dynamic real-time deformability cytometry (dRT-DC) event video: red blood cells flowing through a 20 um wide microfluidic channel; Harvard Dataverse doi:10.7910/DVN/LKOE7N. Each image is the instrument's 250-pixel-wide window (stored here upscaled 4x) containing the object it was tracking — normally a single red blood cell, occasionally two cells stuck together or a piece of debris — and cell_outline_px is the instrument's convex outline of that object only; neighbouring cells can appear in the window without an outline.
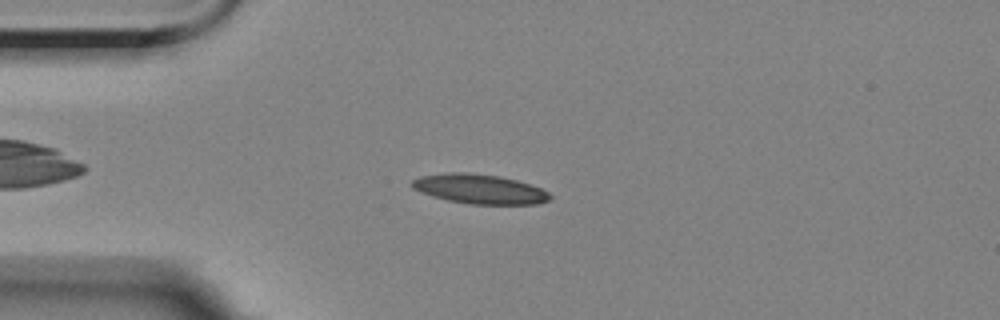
{"species": "Egyptian fruit bat (a non-hibernating species)", "species_latin": "Rousettus aegyptiacus", "temperature_condition": "room temperature", "stored_images_in_passage": 11, "camera_frame_rate_fps": 3000, "um_per_image_px": 0.085, "animal": {"sex": "female"}, "frame": {"image": 1, "passage_image": 2, "time_ms": 2.333, "image_size_px": [1000, 320], "cell_outline_px": [[552, 200], [536, 204], [468, 204], [448, 200], [432, 196], [420, 192], [412, 188], [408, 184], [412, 180], [420, 176], [448, 172], [468, 172], [500, 176], [516, 180], [540, 188], [548, 192], [552, 196]], "centroid_in_image_um": [40.73, 16.06], "position_along_channel_um": 44.3, "area_um2": 23.93}}
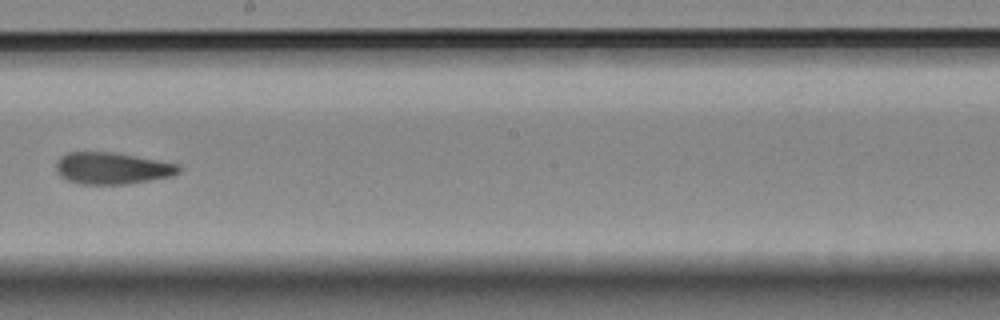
{"frame": {"image": 2, "passage_image": 7, "time_ms": 8.333, "image_size_px": [1000, 320], "cell_outline_px": [[180, 172], [172, 176], [128, 184], [80, 184], [68, 180], [60, 176], [56, 172], [56, 164], [60, 156], [68, 152], [112, 152], [180, 164]], "centroid_in_image_um": [9.52, 14.3], "position_along_channel_um": 238.7, "area_um2": 22.72}}
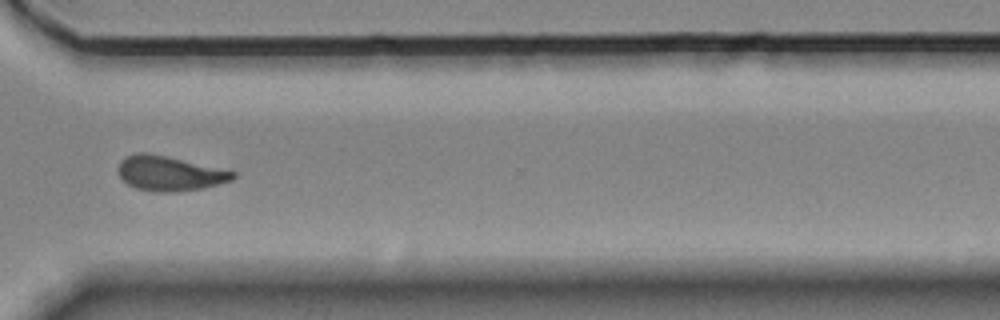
{"frame": {"image": 3, "passage_image": 10, "time_ms": 11.667, "image_size_px": [1000, 320], "cell_outline_px": [[236, 176], [232, 180], [204, 188], [176, 192], [156, 192], [136, 188], [120, 180], [116, 172], [116, 168], [120, 160], [124, 156], [136, 152], [148, 152], [236, 172]], "centroid_in_image_um": [14.32, 14.74], "position_along_channel_um": 356.3, "area_um2": 23.52}, "authors_computed_cell_mechanics": {"area_um2": 23.409, "velocity_mm_per_s": 3.537, "shape_relaxation_time_tau1_ms": null, "shape_relaxation_time_tau2_ms": 2.4621, "deformation_change_tau1": null, "deformation_change_tau2": 0.0736}}